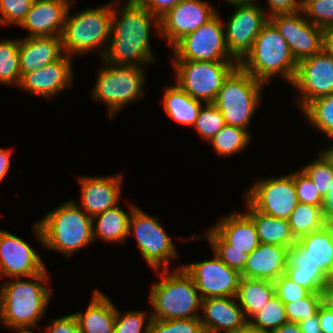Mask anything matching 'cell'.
Here are the masks:
<instances>
[{
	"instance_id": "6da1fadb",
	"label": "cell",
	"mask_w": 333,
	"mask_h": 333,
	"mask_svg": "<svg viewBox=\"0 0 333 333\" xmlns=\"http://www.w3.org/2000/svg\"><path fill=\"white\" fill-rule=\"evenodd\" d=\"M119 2H113L111 35L102 61L137 67L155 63L149 35L153 21L155 33L159 34V18L152 15L137 0H127L123 6H120Z\"/></svg>"
},
{
	"instance_id": "7a4b0ae2",
	"label": "cell",
	"mask_w": 333,
	"mask_h": 333,
	"mask_svg": "<svg viewBox=\"0 0 333 333\" xmlns=\"http://www.w3.org/2000/svg\"><path fill=\"white\" fill-rule=\"evenodd\" d=\"M47 269L24 277H13L0 289V322L9 328H35L45 315L50 302L52 289L46 285L49 277Z\"/></svg>"
},
{
	"instance_id": "3957f363",
	"label": "cell",
	"mask_w": 333,
	"mask_h": 333,
	"mask_svg": "<svg viewBox=\"0 0 333 333\" xmlns=\"http://www.w3.org/2000/svg\"><path fill=\"white\" fill-rule=\"evenodd\" d=\"M33 226V234L46 249L67 257L94 242L92 218L74 200L51 210Z\"/></svg>"
},
{
	"instance_id": "277c9868",
	"label": "cell",
	"mask_w": 333,
	"mask_h": 333,
	"mask_svg": "<svg viewBox=\"0 0 333 333\" xmlns=\"http://www.w3.org/2000/svg\"><path fill=\"white\" fill-rule=\"evenodd\" d=\"M162 272V273H161ZM161 281L151 286L148 315L155 320L200 318L202 298L193 278L180 265L174 271L161 270Z\"/></svg>"
},
{
	"instance_id": "5b68a950",
	"label": "cell",
	"mask_w": 333,
	"mask_h": 333,
	"mask_svg": "<svg viewBox=\"0 0 333 333\" xmlns=\"http://www.w3.org/2000/svg\"><path fill=\"white\" fill-rule=\"evenodd\" d=\"M239 66L264 84L275 75L291 84L297 70V62L286 40L270 21L262 27L251 51Z\"/></svg>"
},
{
	"instance_id": "8992f818",
	"label": "cell",
	"mask_w": 333,
	"mask_h": 333,
	"mask_svg": "<svg viewBox=\"0 0 333 333\" xmlns=\"http://www.w3.org/2000/svg\"><path fill=\"white\" fill-rule=\"evenodd\" d=\"M74 2L68 9L61 34L64 53L73 57L96 50L103 58L111 35L113 2L70 15L69 10Z\"/></svg>"
},
{
	"instance_id": "52a82bcc",
	"label": "cell",
	"mask_w": 333,
	"mask_h": 333,
	"mask_svg": "<svg viewBox=\"0 0 333 333\" xmlns=\"http://www.w3.org/2000/svg\"><path fill=\"white\" fill-rule=\"evenodd\" d=\"M263 85L239 65L229 74L213 102L227 125L249 132L247 127L259 106Z\"/></svg>"
},
{
	"instance_id": "ba28073f",
	"label": "cell",
	"mask_w": 333,
	"mask_h": 333,
	"mask_svg": "<svg viewBox=\"0 0 333 333\" xmlns=\"http://www.w3.org/2000/svg\"><path fill=\"white\" fill-rule=\"evenodd\" d=\"M104 64L106 66L99 68L92 97L107 105L108 116L112 119L127 104L145 95L144 66Z\"/></svg>"
},
{
	"instance_id": "9c48e42d",
	"label": "cell",
	"mask_w": 333,
	"mask_h": 333,
	"mask_svg": "<svg viewBox=\"0 0 333 333\" xmlns=\"http://www.w3.org/2000/svg\"><path fill=\"white\" fill-rule=\"evenodd\" d=\"M175 83L194 99L213 103L237 61L172 60Z\"/></svg>"
},
{
	"instance_id": "30bf717a",
	"label": "cell",
	"mask_w": 333,
	"mask_h": 333,
	"mask_svg": "<svg viewBox=\"0 0 333 333\" xmlns=\"http://www.w3.org/2000/svg\"><path fill=\"white\" fill-rule=\"evenodd\" d=\"M130 234L135 236L142 257L154 271L170 270L169 260L176 259L178 252L157 217L135 207L129 218Z\"/></svg>"
},
{
	"instance_id": "8fae6325",
	"label": "cell",
	"mask_w": 333,
	"mask_h": 333,
	"mask_svg": "<svg viewBox=\"0 0 333 333\" xmlns=\"http://www.w3.org/2000/svg\"><path fill=\"white\" fill-rule=\"evenodd\" d=\"M218 13L179 40L173 47L172 60L236 61L225 41L224 23Z\"/></svg>"
},
{
	"instance_id": "7c38bea8",
	"label": "cell",
	"mask_w": 333,
	"mask_h": 333,
	"mask_svg": "<svg viewBox=\"0 0 333 333\" xmlns=\"http://www.w3.org/2000/svg\"><path fill=\"white\" fill-rule=\"evenodd\" d=\"M245 200L257 211L288 220L299 203L294 184V172L278 177L257 179L246 190Z\"/></svg>"
},
{
	"instance_id": "4fadbf2b",
	"label": "cell",
	"mask_w": 333,
	"mask_h": 333,
	"mask_svg": "<svg viewBox=\"0 0 333 333\" xmlns=\"http://www.w3.org/2000/svg\"><path fill=\"white\" fill-rule=\"evenodd\" d=\"M224 24L225 41L230 55L240 63L251 51L262 27L269 21L265 10L258 4L238 5Z\"/></svg>"
},
{
	"instance_id": "5bb4252c",
	"label": "cell",
	"mask_w": 333,
	"mask_h": 333,
	"mask_svg": "<svg viewBox=\"0 0 333 333\" xmlns=\"http://www.w3.org/2000/svg\"><path fill=\"white\" fill-rule=\"evenodd\" d=\"M291 85L299 93L297 102L300 110L314 99L332 94L333 58L322 49L317 54L301 60L297 63Z\"/></svg>"
},
{
	"instance_id": "9a60e30c",
	"label": "cell",
	"mask_w": 333,
	"mask_h": 333,
	"mask_svg": "<svg viewBox=\"0 0 333 333\" xmlns=\"http://www.w3.org/2000/svg\"><path fill=\"white\" fill-rule=\"evenodd\" d=\"M205 234L203 237L210 242L212 250H237L250 254L260 245L255 223L246 212L229 213Z\"/></svg>"
},
{
	"instance_id": "2e32d148",
	"label": "cell",
	"mask_w": 333,
	"mask_h": 333,
	"mask_svg": "<svg viewBox=\"0 0 333 333\" xmlns=\"http://www.w3.org/2000/svg\"><path fill=\"white\" fill-rule=\"evenodd\" d=\"M212 259L182 265L193 278L202 299L236 297L241 279L239 271L228 267L214 253Z\"/></svg>"
},
{
	"instance_id": "e0dca14e",
	"label": "cell",
	"mask_w": 333,
	"mask_h": 333,
	"mask_svg": "<svg viewBox=\"0 0 333 333\" xmlns=\"http://www.w3.org/2000/svg\"><path fill=\"white\" fill-rule=\"evenodd\" d=\"M302 15L303 12L300 11L269 17V21L286 40L297 63L317 54L323 46V29L313 25Z\"/></svg>"
},
{
	"instance_id": "ac0fdd59",
	"label": "cell",
	"mask_w": 333,
	"mask_h": 333,
	"mask_svg": "<svg viewBox=\"0 0 333 333\" xmlns=\"http://www.w3.org/2000/svg\"><path fill=\"white\" fill-rule=\"evenodd\" d=\"M217 14L215 8L203 0H181L159 18V34L171 48L184 36L195 31Z\"/></svg>"
},
{
	"instance_id": "d6986e66",
	"label": "cell",
	"mask_w": 333,
	"mask_h": 333,
	"mask_svg": "<svg viewBox=\"0 0 333 333\" xmlns=\"http://www.w3.org/2000/svg\"><path fill=\"white\" fill-rule=\"evenodd\" d=\"M45 269L41 256L29 243L0 229V276L29 278Z\"/></svg>"
},
{
	"instance_id": "ffe728a7",
	"label": "cell",
	"mask_w": 333,
	"mask_h": 333,
	"mask_svg": "<svg viewBox=\"0 0 333 333\" xmlns=\"http://www.w3.org/2000/svg\"><path fill=\"white\" fill-rule=\"evenodd\" d=\"M72 57L64 54L60 59L28 73L20 80L18 87L32 94H39L47 100L63 92L73 82Z\"/></svg>"
},
{
	"instance_id": "44dd1931",
	"label": "cell",
	"mask_w": 333,
	"mask_h": 333,
	"mask_svg": "<svg viewBox=\"0 0 333 333\" xmlns=\"http://www.w3.org/2000/svg\"><path fill=\"white\" fill-rule=\"evenodd\" d=\"M122 175L78 177L81 192L80 208L91 218L114 208L121 198Z\"/></svg>"
},
{
	"instance_id": "7402d4cb",
	"label": "cell",
	"mask_w": 333,
	"mask_h": 333,
	"mask_svg": "<svg viewBox=\"0 0 333 333\" xmlns=\"http://www.w3.org/2000/svg\"><path fill=\"white\" fill-rule=\"evenodd\" d=\"M201 313L205 333H237L248 323L236 297L202 299Z\"/></svg>"
},
{
	"instance_id": "603a6c76",
	"label": "cell",
	"mask_w": 333,
	"mask_h": 333,
	"mask_svg": "<svg viewBox=\"0 0 333 333\" xmlns=\"http://www.w3.org/2000/svg\"><path fill=\"white\" fill-rule=\"evenodd\" d=\"M73 0H34L19 25L28 30L27 37H61L68 9Z\"/></svg>"
},
{
	"instance_id": "cb8c5ba5",
	"label": "cell",
	"mask_w": 333,
	"mask_h": 333,
	"mask_svg": "<svg viewBox=\"0 0 333 333\" xmlns=\"http://www.w3.org/2000/svg\"><path fill=\"white\" fill-rule=\"evenodd\" d=\"M292 251L282 245L263 244L249 254L241 277L275 281L287 269Z\"/></svg>"
},
{
	"instance_id": "d4e9b609",
	"label": "cell",
	"mask_w": 333,
	"mask_h": 333,
	"mask_svg": "<svg viewBox=\"0 0 333 333\" xmlns=\"http://www.w3.org/2000/svg\"><path fill=\"white\" fill-rule=\"evenodd\" d=\"M61 37H26L20 39L19 69L21 77L28 72L41 69L64 55Z\"/></svg>"
},
{
	"instance_id": "484cf974",
	"label": "cell",
	"mask_w": 333,
	"mask_h": 333,
	"mask_svg": "<svg viewBox=\"0 0 333 333\" xmlns=\"http://www.w3.org/2000/svg\"><path fill=\"white\" fill-rule=\"evenodd\" d=\"M294 251L328 275L333 269V223L298 239Z\"/></svg>"
},
{
	"instance_id": "4316f807",
	"label": "cell",
	"mask_w": 333,
	"mask_h": 333,
	"mask_svg": "<svg viewBox=\"0 0 333 333\" xmlns=\"http://www.w3.org/2000/svg\"><path fill=\"white\" fill-rule=\"evenodd\" d=\"M80 333H114L116 307L101 291L93 293L86 311L73 314Z\"/></svg>"
},
{
	"instance_id": "83f0119b",
	"label": "cell",
	"mask_w": 333,
	"mask_h": 333,
	"mask_svg": "<svg viewBox=\"0 0 333 333\" xmlns=\"http://www.w3.org/2000/svg\"><path fill=\"white\" fill-rule=\"evenodd\" d=\"M245 211L254 221L260 243L282 245L294 251L297 243L289 222L254 209L247 201Z\"/></svg>"
},
{
	"instance_id": "f1b7e54d",
	"label": "cell",
	"mask_w": 333,
	"mask_h": 333,
	"mask_svg": "<svg viewBox=\"0 0 333 333\" xmlns=\"http://www.w3.org/2000/svg\"><path fill=\"white\" fill-rule=\"evenodd\" d=\"M129 204V212L119 208V204L92 218L93 238L109 242H125L128 238L129 218L132 210L136 207Z\"/></svg>"
},
{
	"instance_id": "f546056e",
	"label": "cell",
	"mask_w": 333,
	"mask_h": 333,
	"mask_svg": "<svg viewBox=\"0 0 333 333\" xmlns=\"http://www.w3.org/2000/svg\"><path fill=\"white\" fill-rule=\"evenodd\" d=\"M274 282L265 279L241 277L236 300L249 321L274 296Z\"/></svg>"
},
{
	"instance_id": "4dcf8cb0",
	"label": "cell",
	"mask_w": 333,
	"mask_h": 333,
	"mask_svg": "<svg viewBox=\"0 0 333 333\" xmlns=\"http://www.w3.org/2000/svg\"><path fill=\"white\" fill-rule=\"evenodd\" d=\"M202 105V101L191 97L176 83L165 88L163 96L164 111L176 123L193 126Z\"/></svg>"
},
{
	"instance_id": "1f68e13d",
	"label": "cell",
	"mask_w": 333,
	"mask_h": 333,
	"mask_svg": "<svg viewBox=\"0 0 333 333\" xmlns=\"http://www.w3.org/2000/svg\"><path fill=\"white\" fill-rule=\"evenodd\" d=\"M285 274L296 284L310 292L324 293L327 275L309 260H303L292 251Z\"/></svg>"
},
{
	"instance_id": "d6a6232c",
	"label": "cell",
	"mask_w": 333,
	"mask_h": 333,
	"mask_svg": "<svg viewBox=\"0 0 333 333\" xmlns=\"http://www.w3.org/2000/svg\"><path fill=\"white\" fill-rule=\"evenodd\" d=\"M291 231L296 240L318 231L329 222L326 219L323 207L299 202L288 218Z\"/></svg>"
},
{
	"instance_id": "836d02e7",
	"label": "cell",
	"mask_w": 333,
	"mask_h": 333,
	"mask_svg": "<svg viewBox=\"0 0 333 333\" xmlns=\"http://www.w3.org/2000/svg\"><path fill=\"white\" fill-rule=\"evenodd\" d=\"M301 111L309 125L333 139V93L314 99Z\"/></svg>"
},
{
	"instance_id": "e575fe53",
	"label": "cell",
	"mask_w": 333,
	"mask_h": 333,
	"mask_svg": "<svg viewBox=\"0 0 333 333\" xmlns=\"http://www.w3.org/2000/svg\"><path fill=\"white\" fill-rule=\"evenodd\" d=\"M250 140V132L226 124L209 142L216 154L228 157L243 152Z\"/></svg>"
},
{
	"instance_id": "d590c367",
	"label": "cell",
	"mask_w": 333,
	"mask_h": 333,
	"mask_svg": "<svg viewBox=\"0 0 333 333\" xmlns=\"http://www.w3.org/2000/svg\"><path fill=\"white\" fill-rule=\"evenodd\" d=\"M19 45L20 39L0 40V84H20Z\"/></svg>"
},
{
	"instance_id": "8d00e7d4",
	"label": "cell",
	"mask_w": 333,
	"mask_h": 333,
	"mask_svg": "<svg viewBox=\"0 0 333 333\" xmlns=\"http://www.w3.org/2000/svg\"><path fill=\"white\" fill-rule=\"evenodd\" d=\"M313 181L319 194L325 199L333 183V164L321 151L317 159L301 169Z\"/></svg>"
},
{
	"instance_id": "74e56055",
	"label": "cell",
	"mask_w": 333,
	"mask_h": 333,
	"mask_svg": "<svg viewBox=\"0 0 333 333\" xmlns=\"http://www.w3.org/2000/svg\"><path fill=\"white\" fill-rule=\"evenodd\" d=\"M251 325L260 329L276 330L287 323L285 304L274 294L264 308L249 321Z\"/></svg>"
},
{
	"instance_id": "f35d334b",
	"label": "cell",
	"mask_w": 333,
	"mask_h": 333,
	"mask_svg": "<svg viewBox=\"0 0 333 333\" xmlns=\"http://www.w3.org/2000/svg\"><path fill=\"white\" fill-rule=\"evenodd\" d=\"M225 125V119L219 109L213 103H205L192 127L203 139L210 141Z\"/></svg>"
},
{
	"instance_id": "ab89813d",
	"label": "cell",
	"mask_w": 333,
	"mask_h": 333,
	"mask_svg": "<svg viewBox=\"0 0 333 333\" xmlns=\"http://www.w3.org/2000/svg\"><path fill=\"white\" fill-rule=\"evenodd\" d=\"M324 302V293L310 292L305 298L286 303L287 321L298 323L316 315Z\"/></svg>"
},
{
	"instance_id": "60d3db41",
	"label": "cell",
	"mask_w": 333,
	"mask_h": 333,
	"mask_svg": "<svg viewBox=\"0 0 333 333\" xmlns=\"http://www.w3.org/2000/svg\"><path fill=\"white\" fill-rule=\"evenodd\" d=\"M302 12L308 21L323 30L333 27V0H303Z\"/></svg>"
},
{
	"instance_id": "b9f144b4",
	"label": "cell",
	"mask_w": 333,
	"mask_h": 333,
	"mask_svg": "<svg viewBox=\"0 0 333 333\" xmlns=\"http://www.w3.org/2000/svg\"><path fill=\"white\" fill-rule=\"evenodd\" d=\"M146 316L147 313L144 311L133 310L122 315L116 307L114 333H148L152 317Z\"/></svg>"
},
{
	"instance_id": "7bdbcfd3",
	"label": "cell",
	"mask_w": 333,
	"mask_h": 333,
	"mask_svg": "<svg viewBox=\"0 0 333 333\" xmlns=\"http://www.w3.org/2000/svg\"><path fill=\"white\" fill-rule=\"evenodd\" d=\"M148 333H205L200 318L155 320Z\"/></svg>"
},
{
	"instance_id": "ee69618b",
	"label": "cell",
	"mask_w": 333,
	"mask_h": 333,
	"mask_svg": "<svg viewBox=\"0 0 333 333\" xmlns=\"http://www.w3.org/2000/svg\"><path fill=\"white\" fill-rule=\"evenodd\" d=\"M34 0H0V25H20Z\"/></svg>"
},
{
	"instance_id": "f6af8a7d",
	"label": "cell",
	"mask_w": 333,
	"mask_h": 333,
	"mask_svg": "<svg viewBox=\"0 0 333 333\" xmlns=\"http://www.w3.org/2000/svg\"><path fill=\"white\" fill-rule=\"evenodd\" d=\"M294 184L298 202L317 207L324 206V198L319 194L313 181L302 170L294 172Z\"/></svg>"
},
{
	"instance_id": "bcb514c9",
	"label": "cell",
	"mask_w": 333,
	"mask_h": 333,
	"mask_svg": "<svg viewBox=\"0 0 333 333\" xmlns=\"http://www.w3.org/2000/svg\"><path fill=\"white\" fill-rule=\"evenodd\" d=\"M275 294L284 303L296 302L305 298L310 291L293 282L285 273L274 281Z\"/></svg>"
},
{
	"instance_id": "7dc6e473",
	"label": "cell",
	"mask_w": 333,
	"mask_h": 333,
	"mask_svg": "<svg viewBox=\"0 0 333 333\" xmlns=\"http://www.w3.org/2000/svg\"><path fill=\"white\" fill-rule=\"evenodd\" d=\"M212 252L228 267L241 272L249 254L237 250H212Z\"/></svg>"
},
{
	"instance_id": "c3c4849f",
	"label": "cell",
	"mask_w": 333,
	"mask_h": 333,
	"mask_svg": "<svg viewBox=\"0 0 333 333\" xmlns=\"http://www.w3.org/2000/svg\"><path fill=\"white\" fill-rule=\"evenodd\" d=\"M45 328L47 333H80L78 321L73 314L54 319L52 325Z\"/></svg>"
},
{
	"instance_id": "681fc988",
	"label": "cell",
	"mask_w": 333,
	"mask_h": 333,
	"mask_svg": "<svg viewBox=\"0 0 333 333\" xmlns=\"http://www.w3.org/2000/svg\"><path fill=\"white\" fill-rule=\"evenodd\" d=\"M303 0H267L268 17L276 14H292L302 11Z\"/></svg>"
},
{
	"instance_id": "f907efd6",
	"label": "cell",
	"mask_w": 333,
	"mask_h": 333,
	"mask_svg": "<svg viewBox=\"0 0 333 333\" xmlns=\"http://www.w3.org/2000/svg\"><path fill=\"white\" fill-rule=\"evenodd\" d=\"M152 15L161 18L181 0H137Z\"/></svg>"
},
{
	"instance_id": "816d5d0a",
	"label": "cell",
	"mask_w": 333,
	"mask_h": 333,
	"mask_svg": "<svg viewBox=\"0 0 333 333\" xmlns=\"http://www.w3.org/2000/svg\"><path fill=\"white\" fill-rule=\"evenodd\" d=\"M322 333H333V310L324 302L318 311Z\"/></svg>"
},
{
	"instance_id": "f5cc1de1",
	"label": "cell",
	"mask_w": 333,
	"mask_h": 333,
	"mask_svg": "<svg viewBox=\"0 0 333 333\" xmlns=\"http://www.w3.org/2000/svg\"><path fill=\"white\" fill-rule=\"evenodd\" d=\"M301 333H322L318 313L298 322Z\"/></svg>"
},
{
	"instance_id": "db71d44e",
	"label": "cell",
	"mask_w": 333,
	"mask_h": 333,
	"mask_svg": "<svg viewBox=\"0 0 333 333\" xmlns=\"http://www.w3.org/2000/svg\"><path fill=\"white\" fill-rule=\"evenodd\" d=\"M10 149L0 148V182L3 181L6 174L8 175V171L10 170Z\"/></svg>"
},
{
	"instance_id": "11a10c76",
	"label": "cell",
	"mask_w": 333,
	"mask_h": 333,
	"mask_svg": "<svg viewBox=\"0 0 333 333\" xmlns=\"http://www.w3.org/2000/svg\"><path fill=\"white\" fill-rule=\"evenodd\" d=\"M322 49L333 58V27L323 30V46Z\"/></svg>"
},
{
	"instance_id": "9f6ffc18",
	"label": "cell",
	"mask_w": 333,
	"mask_h": 333,
	"mask_svg": "<svg viewBox=\"0 0 333 333\" xmlns=\"http://www.w3.org/2000/svg\"><path fill=\"white\" fill-rule=\"evenodd\" d=\"M323 210L329 223H333V183L329 189L328 195L324 200Z\"/></svg>"
},
{
	"instance_id": "6f0895ef",
	"label": "cell",
	"mask_w": 333,
	"mask_h": 333,
	"mask_svg": "<svg viewBox=\"0 0 333 333\" xmlns=\"http://www.w3.org/2000/svg\"><path fill=\"white\" fill-rule=\"evenodd\" d=\"M273 333H301V331L298 323L287 322L278 329L273 330Z\"/></svg>"
},
{
	"instance_id": "680465c9",
	"label": "cell",
	"mask_w": 333,
	"mask_h": 333,
	"mask_svg": "<svg viewBox=\"0 0 333 333\" xmlns=\"http://www.w3.org/2000/svg\"><path fill=\"white\" fill-rule=\"evenodd\" d=\"M237 333H273V330L268 329H260L257 327H254L249 322L245 327H243L239 332Z\"/></svg>"
},
{
	"instance_id": "91938a15",
	"label": "cell",
	"mask_w": 333,
	"mask_h": 333,
	"mask_svg": "<svg viewBox=\"0 0 333 333\" xmlns=\"http://www.w3.org/2000/svg\"><path fill=\"white\" fill-rule=\"evenodd\" d=\"M228 2L232 6H238V5H250L254 4L255 0H224Z\"/></svg>"
},
{
	"instance_id": "94428289",
	"label": "cell",
	"mask_w": 333,
	"mask_h": 333,
	"mask_svg": "<svg viewBox=\"0 0 333 333\" xmlns=\"http://www.w3.org/2000/svg\"><path fill=\"white\" fill-rule=\"evenodd\" d=\"M324 299L327 305L333 310V291H324Z\"/></svg>"
},
{
	"instance_id": "6125c7cd",
	"label": "cell",
	"mask_w": 333,
	"mask_h": 333,
	"mask_svg": "<svg viewBox=\"0 0 333 333\" xmlns=\"http://www.w3.org/2000/svg\"><path fill=\"white\" fill-rule=\"evenodd\" d=\"M325 291H333V269L327 275Z\"/></svg>"
},
{
	"instance_id": "be15d7a7",
	"label": "cell",
	"mask_w": 333,
	"mask_h": 333,
	"mask_svg": "<svg viewBox=\"0 0 333 333\" xmlns=\"http://www.w3.org/2000/svg\"><path fill=\"white\" fill-rule=\"evenodd\" d=\"M333 164V145L321 150Z\"/></svg>"
},
{
	"instance_id": "e7e4bbea",
	"label": "cell",
	"mask_w": 333,
	"mask_h": 333,
	"mask_svg": "<svg viewBox=\"0 0 333 333\" xmlns=\"http://www.w3.org/2000/svg\"><path fill=\"white\" fill-rule=\"evenodd\" d=\"M11 329L15 330V333H35L32 331L31 328H11ZM39 333H41V331Z\"/></svg>"
}]
</instances>
